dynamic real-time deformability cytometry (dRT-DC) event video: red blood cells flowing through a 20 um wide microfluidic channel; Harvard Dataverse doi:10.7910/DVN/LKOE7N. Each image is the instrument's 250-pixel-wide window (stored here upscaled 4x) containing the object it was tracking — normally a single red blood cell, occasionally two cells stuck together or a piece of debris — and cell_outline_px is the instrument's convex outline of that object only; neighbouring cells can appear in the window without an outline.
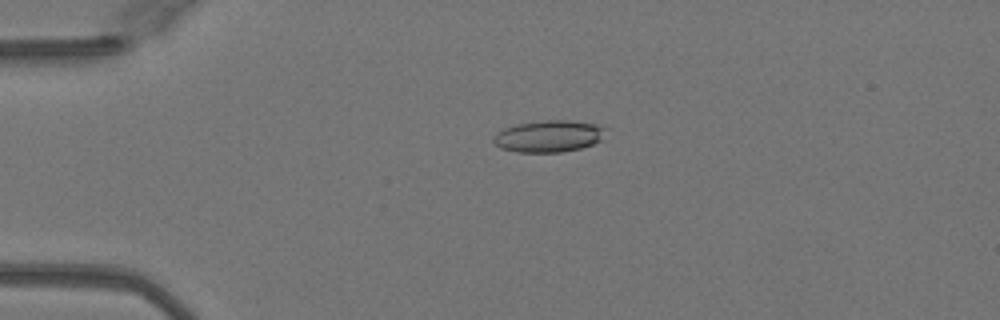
{"species": "Egyptian fruit bat (a non-hibernating species)", "species_latin": "Rousettus aegyptiacus", "temperature_condition": "warm", "stored_images_in_passage": 50, "camera_frame_rate_fps": 3000, "um_per_image_px": 0.085, "animal": {"sex": "female"}, "frame": {"image": 1, "passage_image": 12, "time_ms": 3.667, "image_size_px": [1000, 320], "cell_outline_px": [[608, 128], [600, 140], [592, 144], [580, 148], [560, 152], [516, 152], [500, 148], [492, 140], [492, 136], [496, 132], [504, 128], [516, 124], [540, 120], [568, 120], [604, 124]], "centroid_in_image_um": [46.66, 11.55], "position_along_channel_um": 38.3, "area_um2": 21.15}}
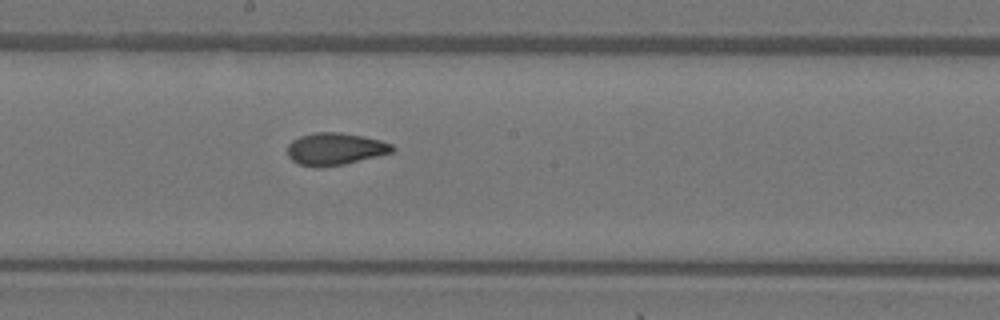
{"frame": {"image": 2, "passage_image": 28, "time_ms": 9.0, "image_size_px": [1000, 320], "cell_outline_px": [[396, 148], [392, 152], [344, 164], [316, 168], [300, 164], [292, 160], [288, 156], [288, 144], [292, 140], [300, 136], [316, 132], [340, 132], [364, 136], [380, 140], [392, 144]], "centroid_in_image_um": [28.48, 12.65], "position_along_channel_um": 219.7, "area_um2": 19.65}}
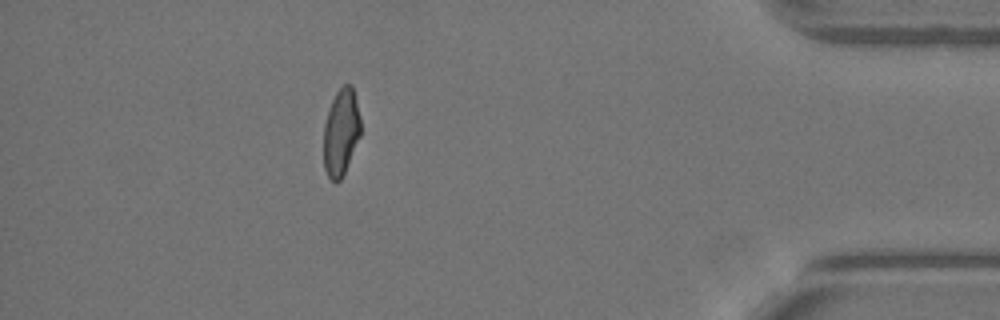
{"frame": {"image": 3, "passage_image": 45, "time_ms": 14.667, "image_size_px": [1000, 320], "cell_outline_px": [[360, 136], [344, 172], [340, 180], [336, 184], [328, 176], [324, 168], [324, 124], [332, 100], [336, 92], [344, 84], [352, 84], [360, 116]], "centroid_in_image_um": [28.98, 11.23], "position_along_channel_um": 406.2, "area_um2": 18.55}, "authors_computed_cell_mechanics": {"area_um2": 19.6809, "velocity_mm_per_s": 4.0956, "shape_relaxation_time_tau1_ms": null, "shape_relaxation_time_tau2_ms": 1.6468, "deformation_change_tau1": null, "deformation_change_tau2": 0.0786}}